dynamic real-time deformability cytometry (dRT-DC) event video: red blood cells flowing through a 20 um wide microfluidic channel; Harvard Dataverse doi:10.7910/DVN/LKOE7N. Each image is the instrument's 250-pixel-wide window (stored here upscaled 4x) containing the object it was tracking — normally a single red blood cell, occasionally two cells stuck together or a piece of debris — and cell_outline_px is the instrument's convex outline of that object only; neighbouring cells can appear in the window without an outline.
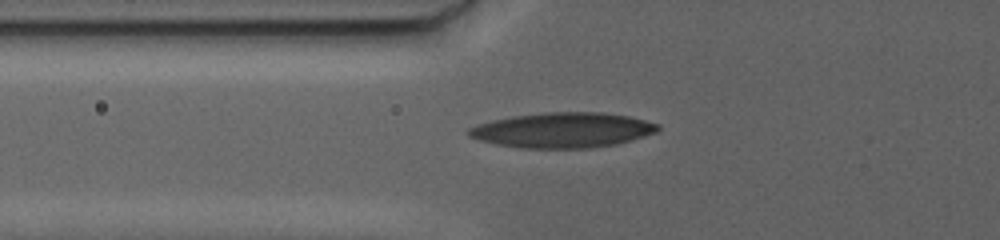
{"species": "human", "species_latin": "Homo sapiens", "temperature_condition": "warm", "stored_images_in_passage": 72, "camera_frame_rate_fps": 3000, "um_per_image_px": 0.085, "donor": {"sex": "female"}, "frame": {"image": 1, "passage_image": 15, "time_ms": 7.667, "image_size_px": [1000, 240], "cell_outline_px": [[660, 128], [656, 132], [632, 140], [616, 144], [588, 148], [524, 148], [496, 144], [480, 140], [468, 136], [468, 128], [476, 124], [492, 120], [512, 116], [544, 112], [600, 112], [628, 116], [660, 124]], "centroid_in_image_um": [47.82, 11.05], "position_along_channel_um": 78.0, "area_um2": 38.73}}
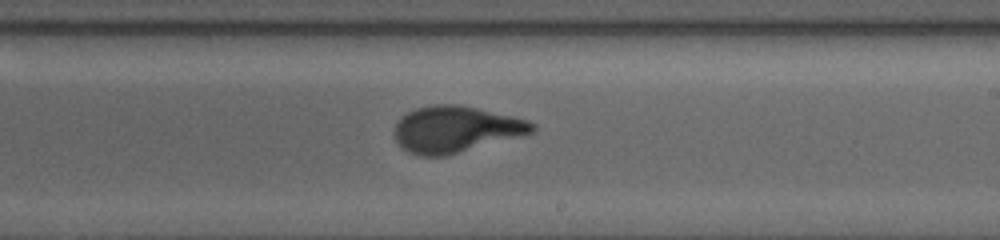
{"frame": {"image": 2, "passage_image": 39, "time_ms": 21.0, "image_size_px": [1000, 240], "cell_outline_px": [[536, 128], [532, 132], [524, 136], [444, 156], [420, 156], [408, 152], [396, 140], [396, 124], [408, 112], [416, 108], [436, 104], [456, 104], [476, 108], [512, 116], [528, 120], [536, 124]], "centroid_in_image_um": [38.79, 10.99], "position_along_channel_um": 250.2, "area_um2": 36.88}}
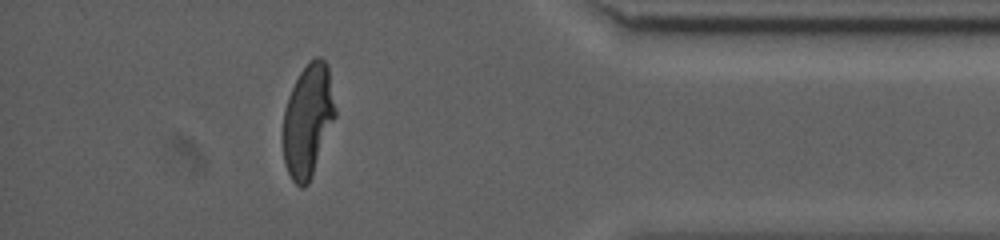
{"frame": {"image": 3, "passage_image": 64, "time_ms": 34.667, "image_size_px": [1000, 240], "cell_outline_px": [[336, 116], [312, 176], [308, 184], [304, 188], [300, 188], [292, 180], [284, 164], [284, 108], [288, 96], [300, 72], [316, 56], [320, 56], [328, 64], [336, 112]], "centroid_in_image_um": [26.18, 10.25], "position_along_channel_um": 409.0, "area_um2": 34.1}}